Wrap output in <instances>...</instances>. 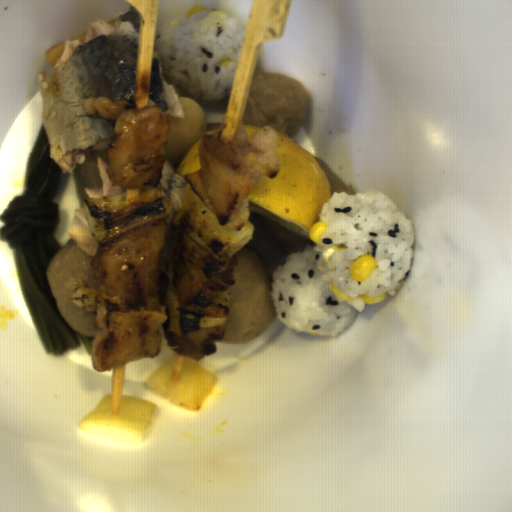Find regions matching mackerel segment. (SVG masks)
<instances>
[{"instance_id":"1","label":"mackerel segment","mask_w":512,"mask_h":512,"mask_svg":"<svg viewBox=\"0 0 512 512\" xmlns=\"http://www.w3.org/2000/svg\"><path fill=\"white\" fill-rule=\"evenodd\" d=\"M140 23L132 6L112 24L93 21L83 42L68 38L57 63L38 75L50 158L66 174L111 144L114 119L86 115V99L136 108Z\"/></svg>"},{"instance_id":"2","label":"mackerel segment","mask_w":512,"mask_h":512,"mask_svg":"<svg viewBox=\"0 0 512 512\" xmlns=\"http://www.w3.org/2000/svg\"><path fill=\"white\" fill-rule=\"evenodd\" d=\"M148 105H158L164 116H183L179 96L174 85L168 84L158 57H153Z\"/></svg>"},{"instance_id":"3","label":"mackerel segment","mask_w":512,"mask_h":512,"mask_svg":"<svg viewBox=\"0 0 512 512\" xmlns=\"http://www.w3.org/2000/svg\"><path fill=\"white\" fill-rule=\"evenodd\" d=\"M157 185H161L169 207L166 215L163 217L167 226L172 225L175 217L181 212L185 204L188 185L186 177L175 172L164 160L161 176Z\"/></svg>"},{"instance_id":"4","label":"mackerel segment","mask_w":512,"mask_h":512,"mask_svg":"<svg viewBox=\"0 0 512 512\" xmlns=\"http://www.w3.org/2000/svg\"><path fill=\"white\" fill-rule=\"evenodd\" d=\"M68 233L78 249L89 256H96L101 243L97 242L89 228L83 206L73 211V218L68 224Z\"/></svg>"},{"instance_id":"5","label":"mackerel segment","mask_w":512,"mask_h":512,"mask_svg":"<svg viewBox=\"0 0 512 512\" xmlns=\"http://www.w3.org/2000/svg\"><path fill=\"white\" fill-rule=\"evenodd\" d=\"M98 168L102 180L100 188L84 187L87 198L95 197H109L114 195H120L127 188H122L114 184L110 178L108 164L103 160L101 156H97Z\"/></svg>"}]
</instances>
